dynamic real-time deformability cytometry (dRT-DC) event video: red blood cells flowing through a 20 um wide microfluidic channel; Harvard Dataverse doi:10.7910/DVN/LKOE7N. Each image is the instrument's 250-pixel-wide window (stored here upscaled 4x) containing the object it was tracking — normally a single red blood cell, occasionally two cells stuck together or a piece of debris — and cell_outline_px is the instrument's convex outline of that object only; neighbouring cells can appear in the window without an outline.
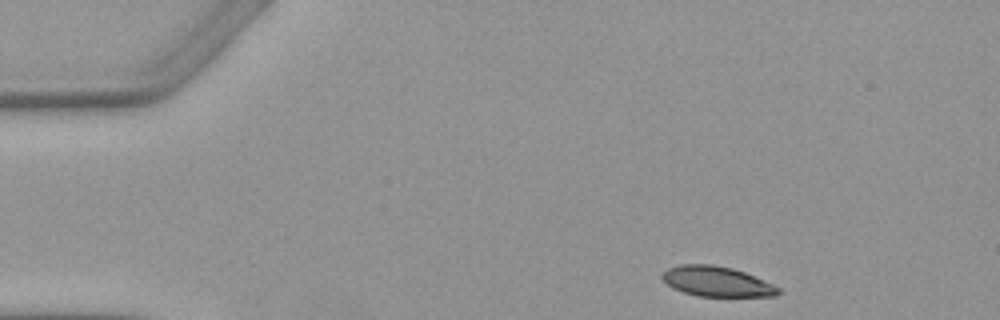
{"species": "Egyptian fruit bat (a non-hibernating species)", "species_latin": "Rousettus aegyptiacus", "temperature_condition": "warm", "stored_images_in_passage": 4, "camera_frame_rate_fps": 3000, "um_per_image_px": 0.085, "animal": {"sex": "female"}, "frame": {"image": 1, "passage_image": 1, "time_ms": 0.0, "image_size_px": [1000, 320], "cell_outline_px": [[780, 292], [776, 296], [696, 296], [672, 288], [660, 276], [668, 268], [680, 264], [712, 264], [732, 268], [744, 272], [772, 284], [780, 288]], "centroid_in_image_um": [60.9, 23.92], "position_along_channel_um": 24.1, "area_um2": 20.23}}
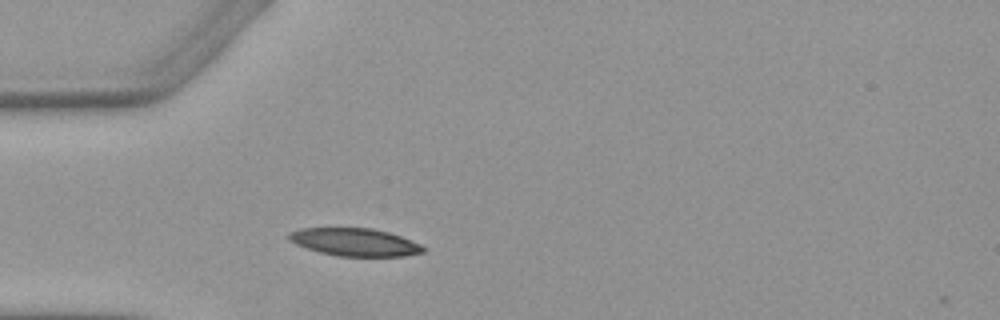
{"frame": {"image": 2, "passage_image": 3, "time_ms": 2.667, "image_size_px": [1000, 320], "cell_outline_px": [[424, 252], [404, 256], [340, 256], [320, 252], [296, 244], [288, 240], [288, 232], [300, 228], [372, 228], [388, 232], [400, 236], [420, 244], [424, 248]], "centroid_in_image_um": [30.13, 20.57], "position_along_channel_um": 54.9, "area_um2": 21.56}}